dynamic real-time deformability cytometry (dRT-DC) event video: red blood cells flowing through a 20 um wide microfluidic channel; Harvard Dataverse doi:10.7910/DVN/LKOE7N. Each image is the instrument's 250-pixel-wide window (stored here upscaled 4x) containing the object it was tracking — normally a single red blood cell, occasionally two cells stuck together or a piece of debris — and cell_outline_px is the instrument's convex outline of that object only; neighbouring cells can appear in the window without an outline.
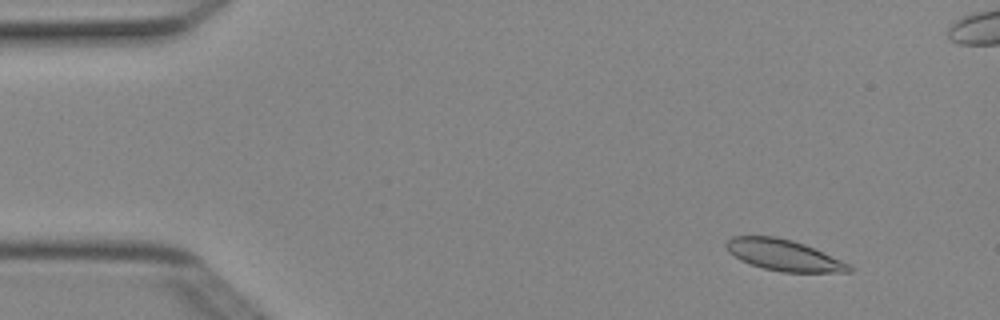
{"species": "Egyptian fruit bat (a non-hibernating species)", "species_latin": "Rousettus aegyptiacus", "temperature_condition": "cold", "stored_images_in_passage": 5, "camera_frame_rate_fps": 3000, "um_per_image_px": 0.085, "animal": {"sex": "female"}, "frame": {"image": 1, "passage_image": 2, "time_ms": 0.333, "image_size_px": [1000, 320], "cell_outline_px": [[852, 272], [780, 272], [764, 268], [740, 260], [728, 252], [724, 244], [732, 236], [776, 236], [792, 240], [804, 244], [840, 260], [848, 264], [852, 268]], "centroid_in_image_um": [66.57, 21.68], "position_along_channel_um": 18.4, "area_um2": 22.08}}